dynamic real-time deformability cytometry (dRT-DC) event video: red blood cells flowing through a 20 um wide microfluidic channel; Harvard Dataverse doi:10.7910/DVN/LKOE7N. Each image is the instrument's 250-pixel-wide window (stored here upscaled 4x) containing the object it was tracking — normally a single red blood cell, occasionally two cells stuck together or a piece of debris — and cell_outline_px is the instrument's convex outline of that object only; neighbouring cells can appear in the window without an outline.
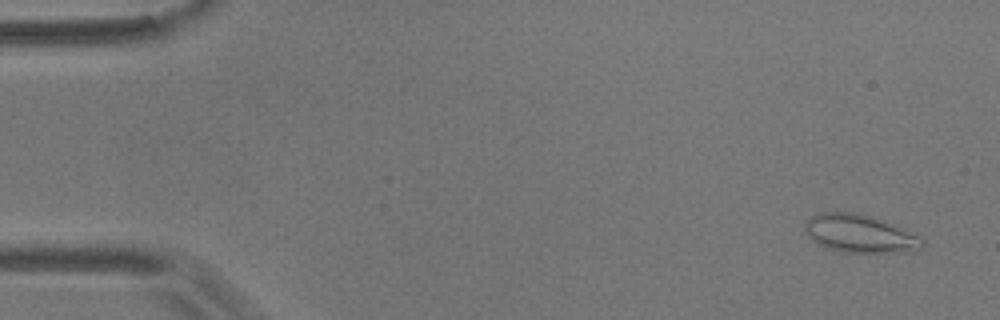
{"species": "common noctule bat (a hibernating species)", "species_latin": "Nyctalus noctula", "temperature_condition": "room temperature", "stored_images_in_passage": 5, "camera_frame_rate_fps": 3000, "um_per_image_px": 0.085, "animal": {"sex": "male", "body_mass_g": 17.9}, "frame": {"image": 1, "passage_image": 1, "time_ms": 0.0, "image_size_px": [1000, 320], "cell_outline_px": [[924, 244], [920, 248], [908, 252], [844, 252], [828, 248], [812, 240], [808, 236], [804, 228], [804, 224], [812, 216], [820, 212], [852, 212], [872, 216], [924, 236]], "centroid_in_image_um": [73.13, 19.85], "position_along_channel_um": 11.9, "area_um2": 26.07}}
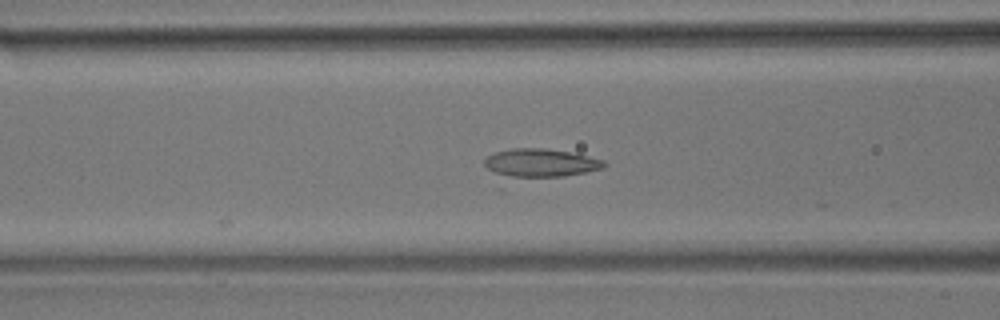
{"frame": {"image": 2, "passage_image": 5, "time_ms": 6.333, "image_size_px": [1000, 320], "cell_outline_px": [[608, 164], [604, 168], [564, 176], [504, 176], [488, 168], [484, 164], [484, 160], [488, 156], [496, 152], [512, 148], [544, 148], [568, 152], [588, 156], [604, 160]], "centroid_in_image_um": [45.98, 13.83], "position_along_channel_um": 120.6, "area_um2": 19.25}}